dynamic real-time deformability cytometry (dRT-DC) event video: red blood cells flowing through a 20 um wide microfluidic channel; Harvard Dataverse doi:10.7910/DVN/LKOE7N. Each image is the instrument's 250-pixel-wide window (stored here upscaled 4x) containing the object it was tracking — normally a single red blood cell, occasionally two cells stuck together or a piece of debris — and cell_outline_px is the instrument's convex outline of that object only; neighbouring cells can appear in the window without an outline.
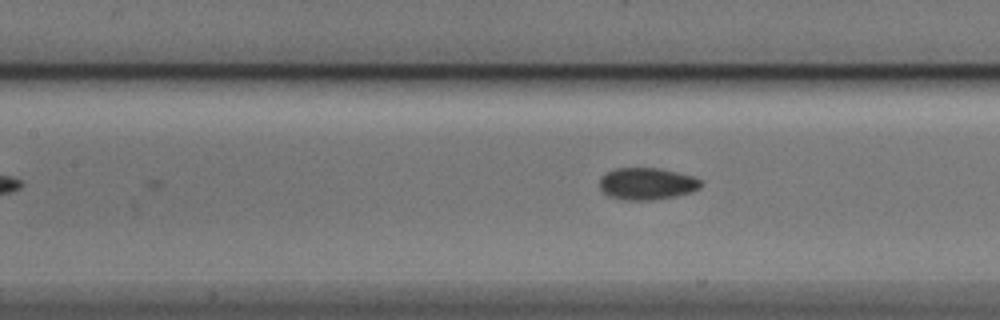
{"species": "Egyptian fruit bat (a non-hibernating species)", "species_latin": "Rousettus aegyptiacus", "temperature_condition": "cold", "stored_images_in_passage": 17, "camera_frame_rate_fps": 3000, "um_per_image_px": 0.085, "animal": {"sex": "male"}, "frame": {"image": 1, "passage_image": 17, "time_ms": 5.333, "image_size_px": [1000, 320], "cell_outline_px": [[704, 184], [700, 188], [692, 192], [676, 196], [652, 200], [624, 200], [608, 196], [600, 188], [600, 176], [616, 168], [660, 168], [692, 176], [700, 180]], "centroid_in_image_um": [55.0, 15.62], "position_along_channel_um": 152.4, "area_um2": 18.96}}